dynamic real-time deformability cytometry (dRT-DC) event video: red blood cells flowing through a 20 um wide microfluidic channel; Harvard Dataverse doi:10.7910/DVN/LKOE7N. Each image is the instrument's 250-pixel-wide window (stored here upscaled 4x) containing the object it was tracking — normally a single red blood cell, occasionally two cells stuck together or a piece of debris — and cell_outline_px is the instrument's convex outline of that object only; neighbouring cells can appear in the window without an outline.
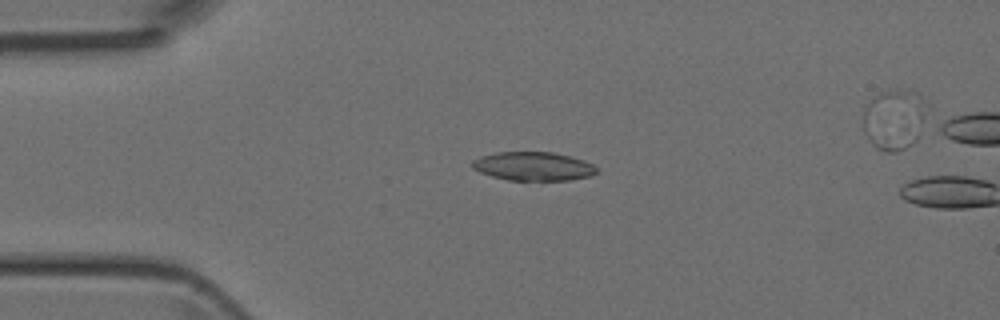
{"species": "Egyptian fruit bat (a non-hibernating species)", "species_latin": "Rousettus aegyptiacus", "temperature_condition": "room temperature", "stored_images_in_passage": 3, "camera_frame_rate_fps": 3000, "um_per_image_px": 0.085, "animal": {"sex": "female"}, "frame": {"image": 1, "passage_image": 2, "time_ms": 1.333, "image_size_px": [1000, 320], "cell_outline_px": [[596, 172], [592, 176], [568, 180], [508, 180], [492, 176], [480, 172], [472, 168], [472, 160], [480, 156], [496, 152], [552, 152], [572, 156], [584, 160], [592, 164], [596, 168]], "centroid_in_image_um": [45.32, 14.13], "position_along_channel_um": 39.7, "area_um2": 20.87}}